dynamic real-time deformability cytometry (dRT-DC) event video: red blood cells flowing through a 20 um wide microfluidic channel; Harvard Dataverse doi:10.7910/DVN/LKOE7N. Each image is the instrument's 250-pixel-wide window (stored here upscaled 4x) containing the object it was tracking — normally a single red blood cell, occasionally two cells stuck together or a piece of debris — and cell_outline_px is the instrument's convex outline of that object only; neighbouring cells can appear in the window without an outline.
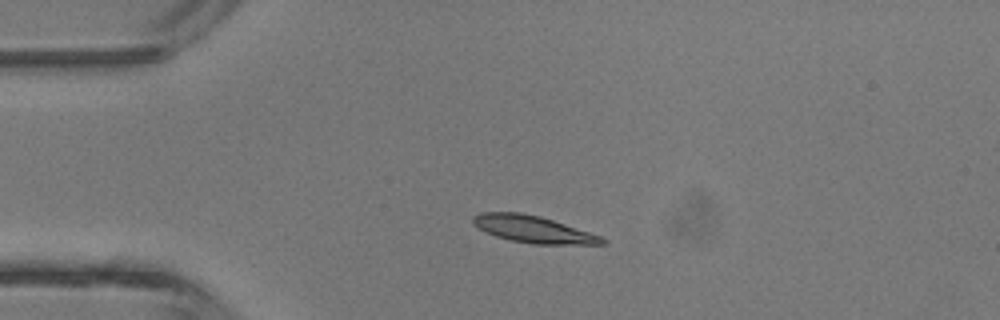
{"species": "common noctule bat (a hibernating species)", "species_latin": "Nyctalus noctula", "temperature_condition": "room temperature", "stored_images_in_passage": 5, "camera_frame_rate_fps": 3000, "um_per_image_px": 0.085, "animal": {"sex": "male", "body_mass_g": 13.3}, "frame": {"image": 1, "passage_image": 3, "time_ms": 2.333, "image_size_px": [1000, 320], "cell_outline_px": [[608, 240], [604, 244], [532, 244], [512, 240], [496, 236], [472, 224], [472, 216], [480, 212], [520, 212], [540, 216], [600, 236]], "centroid_in_image_um": [45.29, 19.48], "position_along_channel_um": 39.7, "area_um2": 20.0}}
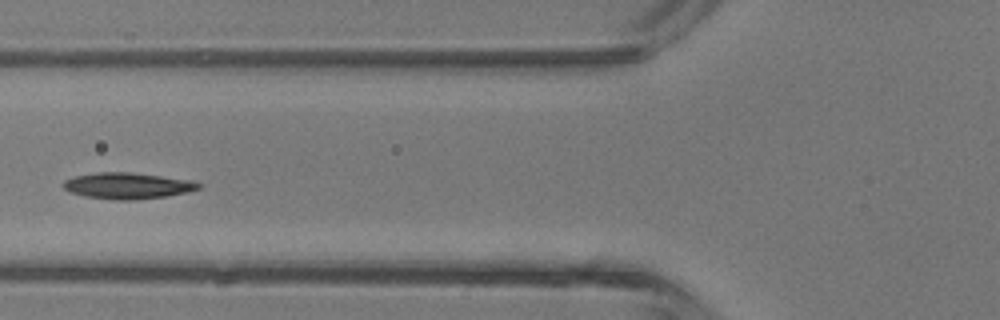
{"frame": {"image": 2, "passage_image": 5, "time_ms": 4.667, "image_size_px": [1000, 320], "cell_outline_px": [[200, 188], [188, 192], [164, 196], [136, 200], [116, 200], [84, 196], [72, 192], [64, 188], [60, 184], [64, 180], [76, 176], [96, 172], [132, 172], [192, 180], [200, 184]], "centroid_in_image_um": [10.83, 15.78], "position_along_channel_um": 115.0, "area_um2": 20.63}}